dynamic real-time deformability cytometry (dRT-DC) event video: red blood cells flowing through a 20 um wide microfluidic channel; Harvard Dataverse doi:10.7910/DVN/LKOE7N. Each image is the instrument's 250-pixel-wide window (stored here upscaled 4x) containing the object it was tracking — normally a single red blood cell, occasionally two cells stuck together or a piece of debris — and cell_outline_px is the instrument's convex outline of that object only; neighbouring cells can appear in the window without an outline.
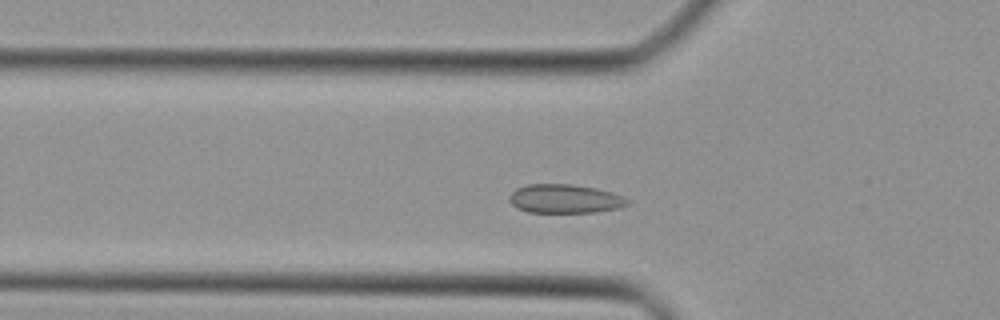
{"species": "Egyptian fruit bat (a non-hibernating species)", "species_latin": "Rousettus aegyptiacus", "temperature_condition": "cold", "stored_images_in_passage": 35, "camera_frame_rate_fps": 3000, "um_per_image_px": 0.085, "animal": {"sex": "female"}, "frame": {"image": 1, "passage_image": 5, "time_ms": 1.333, "image_size_px": [1000, 320], "cell_outline_px": [[628, 204], [620, 208], [596, 212], [528, 212], [516, 208], [508, 200], [508, 196], [516, 188], [528, 184], [572, 184], [596, 188], [612, 192], [628, 200]], "centroid_in_image_um": [47.97, 16.89], "position_along_channel_um": 77.8, "area_um2": 19.88}}
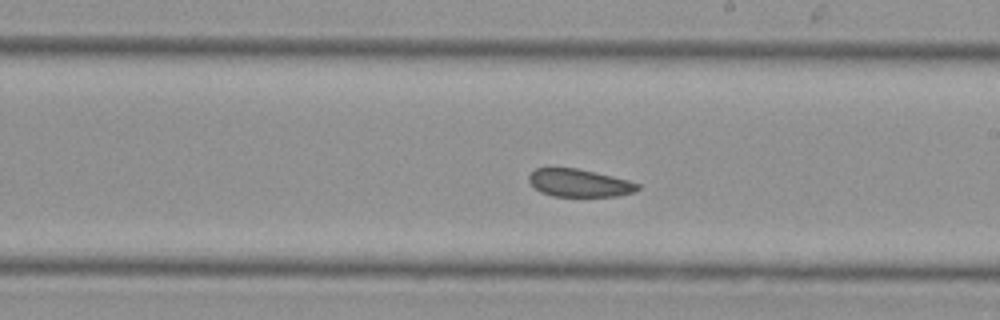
{"frame": {"image": 2, "passage_image": 16, "time_ms": 5.0, "image_size_px": [1000, 320], "cell_outline_px": [[640, 188], [632, 192], [616, 196], [552, 196], [540, 192], [528, 180], [528, 176], [536, 168], [576, 168], [612, 176], [628, 180], [640, 184]], "centroid_in_image_um": [49.23, 15.55], "position_along_channel_um": 239.8, "area_um2": 17.4}}
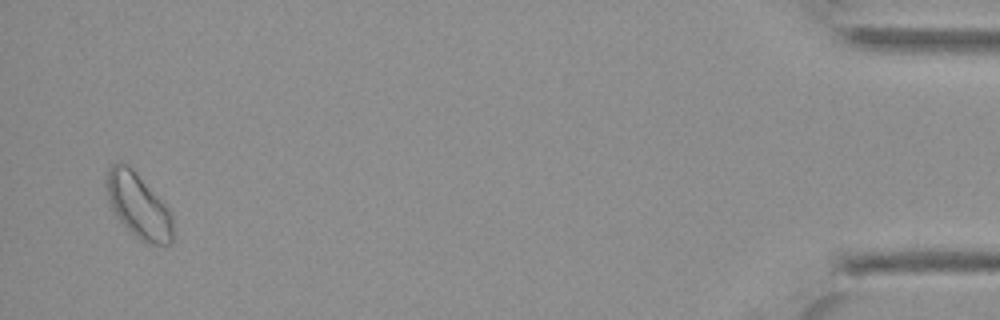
{"frame": {"image": 3, "passage_image": 34, "time_ms": 11.0, "image_size_px": [1000, 320], "cell_outline_px": [[172, 244], [148, 244], [140, 240], [116, 216], [108, 200], [104, 180], [108, 168], [112, 164], [120, 160], [128, 164], [136, 172], [168, 208], [172, 216]], "centroid_in_image_um": [11.72, 17.44], "position_along_channel_um": 423.5, "area_um2": 25.03}}